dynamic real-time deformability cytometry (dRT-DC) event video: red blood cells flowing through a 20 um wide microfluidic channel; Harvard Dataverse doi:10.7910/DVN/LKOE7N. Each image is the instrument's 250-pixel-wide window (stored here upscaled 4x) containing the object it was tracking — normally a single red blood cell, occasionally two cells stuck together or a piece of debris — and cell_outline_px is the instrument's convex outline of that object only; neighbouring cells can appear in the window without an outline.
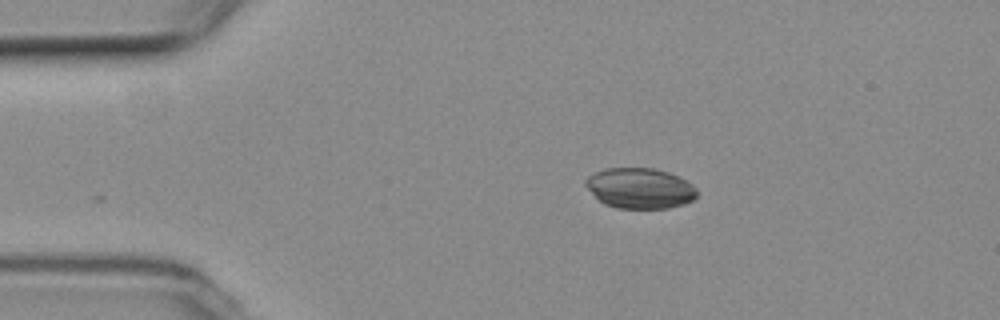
{"species": "common noctule bat (a hibernating species)", "species_latin": "Nyctalus noctula", "temperature_condition": "room temperature", "stored_images_in_passage": 2, "camera_frame_rate_fps": 3000, "um_per_image_px": 0.085, "animal": {"sex": "female", "body_mass_g": 19.3, "forearm_length_mm": 54.1}, "frame": {"image": 1, "passage_image": 2, "time_ms": 1.333, "image_size_px": [1000, 320], "cell_outline_px": [[696, 196], [692, 200], [684, 204], [668, 208], [616, 208], [604, 204], [584, 184], [584, 180], [588, 176], [604, 168], [652, 168], [668, 172], [692, 184], [696, 188]], "centroid_in_image_um": [54.38, 16.0], "position_along_channel_um": 30.6, "area_um2": 26.07}}